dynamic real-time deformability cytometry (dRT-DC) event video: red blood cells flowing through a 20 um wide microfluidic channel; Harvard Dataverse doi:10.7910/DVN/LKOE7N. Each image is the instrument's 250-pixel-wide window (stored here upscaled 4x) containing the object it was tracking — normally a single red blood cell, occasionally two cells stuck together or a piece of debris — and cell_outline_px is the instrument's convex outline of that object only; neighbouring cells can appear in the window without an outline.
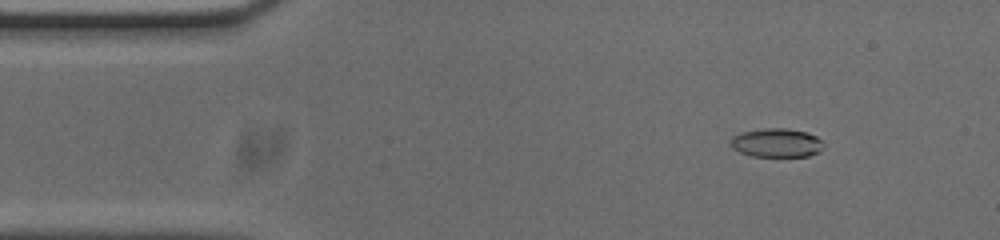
{"species": "common noctule bat (a hibernating species)", "species_latin": "Nyctalus noctula", "temperature_condition": "cold", "stored_images_in_passage": 53, "camera_frame_rate_fps": 3000, "um_per_image_px": 0.085, "animal": {"sex": "male", "body_mass_g": 20.0, "forearm_length_mm": 53.3}, "frame": {"image": 1, "passage_image": 6, "time_ms": 1.667, "image_size_px": [1000, 240], "cell_outline_px": [[824, 144], [820, 152], [808, 156], [752, 156], [740, 152], [732, 148], [728, 144], [728, 140], [732, 136], [740, 132], [764, 128], [788, 128], [808, 132], [816, 136]], "centroid_in_image_um": [65.97, 12.13], "position_along_channel_um": 19.0, "area_um2": 15.9}}
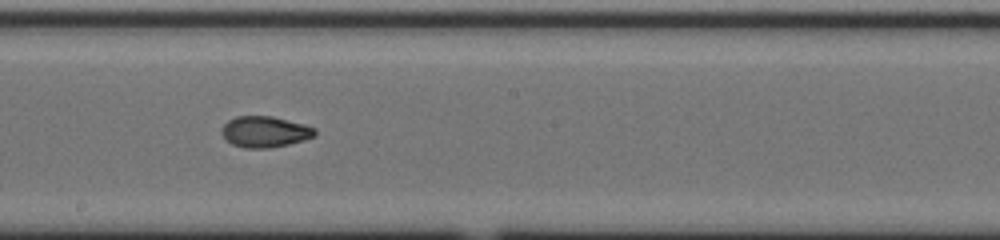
{"frame": {"image": 2, "passage_image": 28, "time_ms": 9.0, "image_size_px": [1000, 240], "cell_outline_px": [[316, 136], [304, 140], [288, 144], [268, 148], [244, 148], [232, 144], [224, 136], [224, 124], [228, 120], [236, 116], [272, 116], [304, 124], [316, 128]], "centroid_in_image_um": [22.56, 11.2], "position_along_channel_um": 225.6, "area_um2": 16.7}}
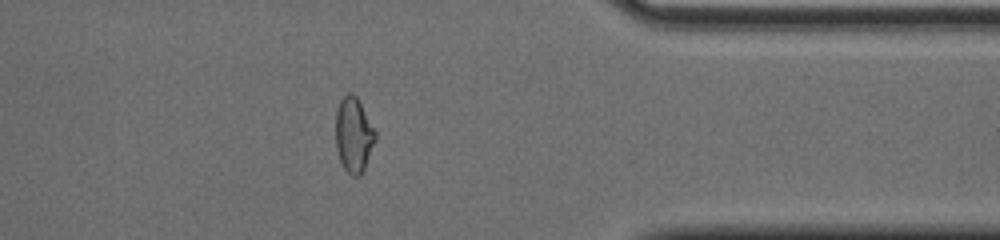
{"frame": {"image": 3, "passage_image": 42, "time_ms": 13.667, "image_size_px": [1000, 240], "cell_outline_px": [[376, 140], [364, 168], [360, 176], [352, 176], [344, 168], [340, 160], [336, 148], [336, 112], [340, 100], [348, 92], [352, 92], [356, 96], [376, 132]], "centroid_in_image_um": [30.06, 11.46], "position_along_channel_um": 381.3, "area_um2": 17.17}, "authors_computed_cell_mechanics": {"area_um2": 16.9354, "velocity_mm_per_s": 3.7439, "shape_relaxation_time_tau1_ms": 6.628, "shape_relaxation_time_tau2_ms": 1.7423, "deformation_change_tau1": 0.2006, "deformation_change_tau2": 0.0536}}